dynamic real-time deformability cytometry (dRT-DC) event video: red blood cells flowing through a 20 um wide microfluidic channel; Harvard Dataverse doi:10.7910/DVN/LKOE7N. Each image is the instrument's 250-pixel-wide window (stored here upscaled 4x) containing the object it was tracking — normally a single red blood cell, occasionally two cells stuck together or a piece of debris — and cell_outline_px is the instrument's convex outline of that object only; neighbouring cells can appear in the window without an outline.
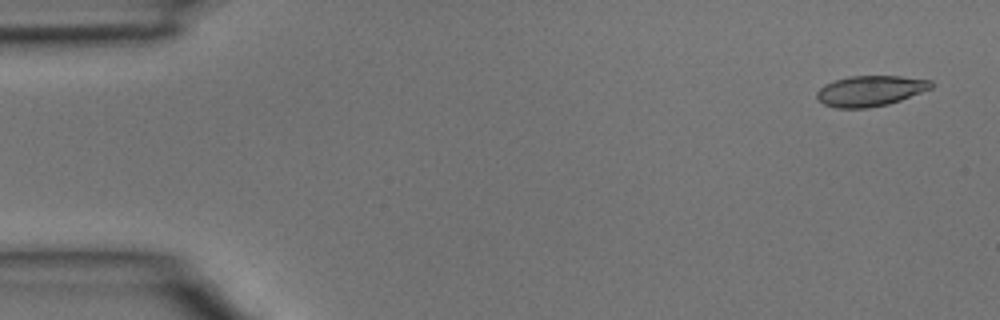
{"species": "common noctule bat (a hibernating species)", "species_latin": "Nyctalus noctula", "temperature_condition": "room temperature", "stored_images_in_passage": 5, "camera_frame_rate_fps": 3000, "um_per_image_px": 0.085, "animal": {"sex": "male", "body_mass_g": 15.6}, "frame": {"image": 1, "passage_image": 1, "time_ms": 0.0, "image_size_px": [1000, 320], "cell_outline_px": [[932, 88], [900, 100], [888, 104], [868, 108], [836, 108], [824, 104], [816, 96], [816, 92], [824, 84], [848, 76], [900, 76], [932, 80]], "centroid_in_image_um": [73.96, 7.72], "position_along_channel_um": 11.0, "area_um2": 20.29}}
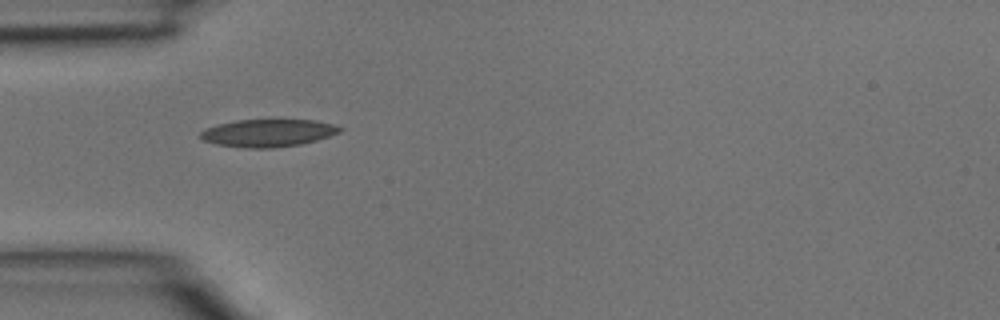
{"frame": {"image": 2, "passage_image": 4, "time_ms": 1.0, "image_size_px": [1000, 320], "cell_outline_px": [[344, 128], [340, 132], [316, 140], [300, 144], [272, 148], [248, 148], [216, 144], [204, 140], [200, 136], [200, 132], [204, 128], [236, 120], [316, 120], [332, 124]], "centroid_in_image_um": [22.78, 11.3], "position_along_channel_um": 62.2, "area_um2": 22.2}}